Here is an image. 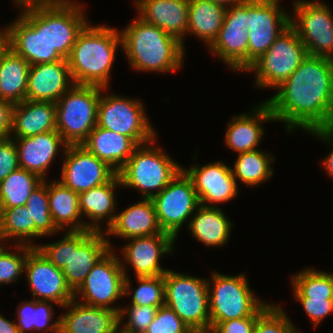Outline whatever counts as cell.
<instances>
[{"label": "cell", "mask_w": 333, "mask_h": 333, "mask_svg": "<svg viewBox=\"0 0 333 333\" xmlns=\"http://www.w3.org/2000/svg\"><path fill=\"white\" fill-rule=\"evenodd\" d=\"M82 145L117 173L138 146L130 137L103 129L97 125Z\"/></svg>", "instance_id": "f546056e"}, {"label": "cell", "mask_w": 333, "mask_h": 333, "mask_svg": "<svg viewBox=\"0 0 333 333\" xmlns=\"http://www.w3.org/2000/svg\"><path fill=\"white\" fill-rule=\"evenodd\" d=\"M53 130H56L54 102L24 100L14 104L9 137H32Z\"/></svg>", "instance_id": "f1b7e54d"}, {"label": "cell", "mask_w": 333, "mask_h": 333, "mask_svg": "<svg viewBox=\"0 0 333 333\" xmlns=\"http://www.w3.org/2000/svg\"><path fill=\"white\" fill-rule=\"evenodd\" d=\"M16 144L19 167L46 180L47 170L56 155L68 144L57 130L48 131L32 137L13 138Z\"/></svg>", "instance_id": "7402d4cb"}, {"label": "cell", "mask_w": 333, "mask_h": 333, "mask_svg": "<svg viewBox=\"0 0 333 333\" xmlns=\"http://www.w3.org/2000/svg\"><path fill=\"white\" fill-rule=\"evenodd\" d=\"M144 333H194L168 306L158 308L156 316Z\"/></svg>", "instance_id": "f6af8a7d"}, {"label": "cell", "mask_w": 333, "mask_h": 333, "mask_svg": "<svg viewBox=\"0 0 333 333\" xmlns=\"http://www.w3.org/2000/svg\"><path fill=\"white\" fill-rule=\"evenodd\" d=\"M323 130L333 139V124H328Z\"/></svg>", "instance_id": "9f6ffc18"}, {"label": "cell", "mask_w": 333, "mask_h": 333, "mask_svg": "<svg viewBox=\"0 0 333 333\" xmlns=\"http://www.w3.org/2000/svg\"><path fill=\"white\" fill-rule=\"evenodd\" d=\"M13 107V103L0 99V138H6L10 135Z\"/></svg>", "instance_id": "681fc988"}, {"label": "cell", "mask_w": 333, "mask_h": 333, "mask_svg": "<svg viewBox=\"0 0 333 333\" xmlns=\"http://www.w3.org/2000/svg\"><path fill=\"white\" fill-rule=\"evenodd\" d=\"M19 168L16 144L13 138H0V181Z\"/></svg>", "instance_id": "c3c4849f"}, {"label": "cell", "mask_w": 333, "mask_h": 333, "mask_svg": "<svg viewBox=\"0 0 333 333\" xmlns=\"http://www.w3.org/2000/svg\"><path fill=\"white\" fill-rule=\"evenodd\" d=\"M62 156L59 181L78 194L109 182L117 174L83 145H68Z\"/></svg>", "instance_id": "e0dca14e"}, {"label": "cell", "mask_w": 333, "mask_h": 333, "mask_svg": "<svg viewBox=\"0 0 333 333\" xmlns=\"http://www.w3.org/2000/svg\"><path fill=\"white\" fill-rule=\"evenodd\" d=\"M137 287L131 289L130 277L125 278V297L131 293V304L137 306L151 305L161 307L165 305L164 275L135 277ZM132 290V291H131Z\"/></svg>", "instance_id": "ab89813d"}, {"label": "cell", "mask_w": 333, "mask_h": 333, "mask_svg": "<svg viewBox=\"0 0 333 333\" xmlns=\"http://www.w3.org/2000/svg\"><path fill=\"white\" fill-rule=\"evenodd\" d=\"M280 1L247 0L248 67L290 26L291 13L281 8Z\"/></svg>", "instance_id": "9a60e30c"}, {"label": "cell", "mask_w": 333, "mask_h": 333, "mask_svg": "<svg viewBox=\"0 0 333 333\" xmlns=\"http://www.w3.org/2000/svg\"><path fill=\"white\" fill-rule=\"evenodd\" d=\"M85 7L73 0H59L46 4V40L67 59L78 34L90 22Z\"/></svg>", "instance_id": "ac0fdd59"}, {"label": "cell", "mask_w": 333, "mask_h": 333, "mask_svg": "<svg viewBox=\"0 0 333 333\" xmlns=\"http://www.w3.org/2000/svg\"><path fill=\"white\" fill-rule=\"evenodd\" d=\"M210 1L221 4L225 7H229V6H233L234 4H238V3L242 2L243 0H210Z\"/></svg>", "instance_id": "11a10c76"}, {"label": "cell", "mask_w": 333, "mask_h": 333, "mask_svg": "<svg viewBox=\"0 0 333 333\" xmlns=\"http://www.w3.org/2000/svg\"><path fill=\"white\" fill-rule=\"evenodd\" d=\"M32 216L36 237H47L59 233L49 210L47 179L44 180L30 195L25 205Z\"/></svg>", "instance_id": "60d3db41"}, {"label": "cell", "mask_w": 333, "mask_h": 333, "mask_svg": "<svg viewBox=\"0 0 333 333\" xmlns=\"http://www.w3.org/2000/svg\"><path fill=\"white\" fill-rule=\"evenodd\" d=\"M247 0L226 9L217 38L207 50L224 62L233 72L248 68Z\"/></svg>", "instance_id": "2e32d148"}, {"label": "cell", "mask_w": 333, "mask_h": 333, "mask_svg": "<svg viewBox=\"0 0 333 333\" xmlns=\"http://www.w3.org/2000/svg\"><path fill=\"white\" fill-rule=\"evenodd\" d=\"M36 248L58 269L67 285L75 292L86 276L110 250L105 232L91 230L66 231L65 236Z\"/></svg>", "instance_id": "277c9868"}, {"label": "cell", "mask_w": 333, "mask_h": 333, "mask_svg": "<svg viewBox=\"0 0 333 333\" xmlns=\"http://www.w3.org/2000/svg\"><path fill=\"white\" fill-rule=\"evenodd\" d=\"M24 274L33 299L51 301L58 307H64L74 299V292L67 285L62 270L51 263L36 247L27 255Z\"/></svg>", "instance_id": "ffe728a7"}, {"label": "cell", "mask_w": 333, "mask_h": 333, "mask_svg": "<svg viewBox=\"0 0 333 333\" xmlns=\"http://www.w3.org/2000/svg\"><path fill=\"white\" fill-rule=\"evenodd\" d=\"M13 247L14 251L5 246L0 252V286L19 280L24 273L27 255L34 248L23 244H15Z\"/></svg>", "instance_id": "b9f144b4"}, {"label": "cell", "mask_w": 333, "mask_h": 333, "mask_svg": "<svg viewBox=\"0 0 333 333\" xmlns=\"http://www.w3.org/2000/svg\"><path fill=\"white\" fill-rule=\"evenodd\" d=\"M219 206L199 205L188 224L189 234L206 247H223L230 239L233 223Z\"/></svg>", "instance_id": "4dcf8cb0"}, {"label": "cell", "mask_w": 333, "mask_h": 333, "mask_svg": "<svg viewBox=\"0 0 333 333\" xmlns=\"http://www.w3.org/2000/svg\"><path fill=\"white\" fill-rule=\"evenodd\" d=\"M4 241H5V240L0 236V252H1V250H2L5 246H7V243H6V244H3Z\"/></svg>", "instance_id": "6f0895ef"}, {"label": "cell", "mask_w": 333, "mask_h": 333, "mask_svg": "<svg viewBox=\"0 0 333 333\" xmlns=\"http://www.w3.org/2000/svg\"><path fill=\"white\" fill-rule=\"evenodd\" d=\"M226 9L210 0H189L187 35L196 36L209 47L223 25Z\"/></svg>", "instance_id": "836d02e7"}, {"label": "cell", "mask_w": 333, "mask_h": 333, "mask_svg": "<svg viewBox=\"0 0 333 333\" xmlns=\"http://www.w3.org/2000/svg\"><path fill=\"white\" fill-rule=\"evenodd\" d=\"M307 50L297 32L289 26L269 49L245 71L253 72L255 86L275 90L299 67L307 56Z\"/></svg>", "instance_id": "9c48e42d"}, {"label": "cell", "mask_w": 333, "mask_h": 333, "mask_svg": "<svg viewBox=\"0 0 333 333\" xmlns=\"http://www.w3.org/2000/svg\"><path fill=\"white\" fill-rule=\"evenodd\" d=\"M116 253L115 249H111L97 262L74 292V299L88 306L116 310L119 313L121 307L114 304L125 297L126 277L120 261L121 256Z\"/></svg>", "instance_id": "4fadbf2b"}, {"label": "cell", "mask_w": 333, "mask_h": 333, "mask_svg": "<svg viewBox=\"0 0 333 333\" xmlns=\"http://www.w3.org/2000/svg\"><path fill=\"white\" fill-rule=\"evenodd\" d=\"M47 191L49 210L56 227L64 232L85 230L79 209V194L57 179L47 181Z\"/></svg>", "instance_id": "1f68e13d"}, {"label": "cell", "mask_w": 333, "mask_h": 333, "mask_svg": "<svg viewBox=\"0 0 333 333\" xmlns=\"http://www.w3.org/2000/svg\"><path fill=\"white\" fill-rule=\"evenodd\" d=\"M274 161L270 153L260 149L240 153L232 165L234 178L237 183L240 181L248 187H257L274 175Z\"/></svg>", "instance_id": "d590c367"}, {"label": "cell", "mask_w": 333, "mask_h": 333, "mask_svg": "<svg viewBox=\"0 0 333 333\" xmlns=\"http://www.w3.org/2000/svg\"><path fill=\"white\" fill-rule=\"evenodd\" d=\"M134 5L140 18L174 36L185 47L189 0H134Z\"/></svg>", "instance_id": "484cf974"}, {"label": "cell", "mask_w": 333, "mask_h": 333, "mask_svg": "<svg viewBox=\"0 0 333 333\" xmlns=\"http://www.w3.org/2000/svg\"><path fill=\"white\" fill-rule=\"evenodd\" d=\"M302 305L304 312L312 322V326L317 328L320 322L333 312V298H311L295 297Z\"/></svg>", "instance_id": "bcb514c9"}, {"label": "cell", "mask_w": 333, "mask_h": 333, "mask_svg": "<svg viewBox=\"0 0 333 333\" xmlns=\"http://www.w3.org/2000/svg\"><path fill=\"white\" fill-rule=\"evenodd\" d=\"M295 1V2H294ZM290 26L311 56L333 59V14L324 2L294 0Z\"/></svg>", "instance_id": "7c38bea8"}, {"label": "cell", "mask_w": 333, "mask_h": 333, "mask_svg": "<svg viewBox=\"0 0 333 333\" xmlns=\"http://www.w3.org/2000/svg\"><path fill=\"white\" fill-rule=\"evenodd\" d=\"M165 305L171 308L194 333L211 329L207 278L168 269L164 274Z\"/></svg>", "instance_id": "8992f818"}, {"label": "cell", "mask_w": 333, "mask_h": 333, "mask_svg": "<svg viewBox=\"0 0 333 333\" xmlns=\"http://www.w3.org/2000/svg\"><path fill=\"white\" fill-rule=\"evenodd\" d=\"M59 0H13L16 3V7L18 6L20 9L24 7H30L34 5H45L54 3Z\"/></svg>", "instance_id": "f5cc1de1"}, {"label": "cell", "mask_w": 333, "mask_h": 333, "mask_svg": "<svg viewBox=\"0 0 333 333\" xmlns=\"http://www.w3.org/2000/svg\"><path fill=\"white\" fill-rule=\"evenodd\" d=\"M119 186L122 184L117 173L109 182L79 193L82 219H90L84 221L85 230L105 232L113 224L117 213L115 189ZM105 221L107 228L104 230L100 222Z\"/></svg>", "instance_id": "4316f807"}, {"label": "cell", "mask_w": 333, "mask_h": 333, "mask_svg": "<svg viewBox=\"0 0 333 333\" xmlns=\"http://www.w3.org/2000/svg\"><path fill=\"white\" fill-rule=\"evenodd\" d=\"M294 297L333 298V273L308 267L291 276Z\"/></svg>", "instance_id": "f35d334b"}, {"label": "cell", "mask_w": 333, "mask_h": 333, "mask_svg": "<svg viewBox=\"0 0 333 333\" xmlns=\"http://www.w3.org/2000/svg\"><path fill=\"white\" fill-rule=\"evenodd\" d=\"M44 180L25 169L17 168L0 181V208L25 206L31 193Z\"/></svg>", "instance_id": "74e56055"}, {"label": "cell", "mask_w": 333, "mask_h": 333, "mask_svg": "<svg viewBox=\"0 0 333 333\" xmlns=\"http://www.w3.org/2000/svg\"><path fill=\"white\" fill-rule=\"evenodd\" d=\"M157 139L138 145L118 172L121 187L134 188L144 199L160 193L183 169L164 149L155 146Z\"/></svg>", "instance_id": "5b68a950"}, {"label": "cell", "mask_w": 333, "mask_h": 333, "mask_svg": "<svg viewBox=\"0 0 333 333\" xmlns=\"http://www.w3.org/2000/svg\"><path fill=\"white\" fill-rule=\"evenodd\" d=\"M7 25V45L31 66L64 59L46 40V4L21 8Z\"/></svg>", "instance_id": "30bf717a"}, {"label": "cell", "mask_w": 333, "mask_h": 333, "mask_svg": "<svg viewBox=\"0 0 333 333\" xmlns=\"http://www.w3.org/2000/svg\"><path fill=\"white\" fill-rule=\"evenodd\" d=\"M152 201L160 228L175 239L200 205L193 182L183 169Z\"/></svg>", "instance_id": "5bb4252c"}, {"label": "cell", "mask_w": 333, "mask_h": 333, "mask_svg": "<svg viewBox=\"0 0 333 333\" xmlns=\"http://www.w3.org/2000/svg\"><path fill=\"white\" fill-rule=\"evenodd\" d=\"M0 333H20L14 321L8 320L0 314Z\"/></svg>", "instance_id": "816d5d0a"}, {"label": "cell", "mask_w": 333, "mask_h": 333, "mask_svg": "<svg viewBox=\"0 0 333 333\" xmlns=\"http://www.w3.org/2000/svg\"><path fill=\"white\" fill-rule=\"evenodd\" d=\"M130 305L128 308L122 306L120 308V311L118 313L119 332L144 333L154 320L159 307H154L151 305H145V306H137L132 304ZM125 317L127 318L128 321H126V319L123 320ZM123 321H126V323L125 322L123 323Z\"/></svg>", "instance_id": "ee69618b"}, {"label": "cell", "mask_w": 333, "mask_h": 333, "mask_svg": "<svg viewBox=\"0 0 333 333\" xmlns=\"http://www.w3.org/2000/svg\"><path fill=\"white\" fill-rule=\"evenodd\" d=\"M0 28V53L8 46L7 45V26Z\"/></svg>", "instance_id": "db71d44e"}, {"label": "cell", "mask_w": 333, "mask_h": 333, "mask_svg": "<svg viewBox=\"0 0 333 333\" xmlns=\"http://www.w3.org/2000/svg\"><path fill=\"white\" fill-rule=\"evenodd\" d=\"M120 34L122 50L135 71L166 74L184 65L182 43L139 16L120 30Z\"/></svg>", "instance_id": "7a4b0ae2"}, {"label": "cell", "mask_w": 333, "mask_h": 333, "mask_svg": "<svg viewBox=\"0 0 333 333\" xmlns=\"http://www.w3.org/2000/svg\"><path fill=\"white\" fill-rule=\"evenodd\" d=\"M163 233L157 220L152 199H144L116 213L113 224L105 231L111 249L110 235L125 239Z\"/></svg>", "instance_id": "83f0119b"}, {"label": "cell", "mask_w": 333, "mask_h": 333, "mask_svg": "<svg viewBox=\"0 0 333 333\" xmlns=\"http://www.w3.org/2000/svg\"><path fill=\"white\" fill-rule=\"evenodd\" d=\"M308 133L312 134V136L320 138L323 142H327L330 146H333V139L324 131V130H312ZM331 152L325 157V159L321 162L324 166V170L326 174L329 175L333 179V148L330 147Z\"/></svg>", "instance_id": "f907efd6"}, {"label": "cell", "mask_w": 333, "mask_h": 333, "mask_svg": "<svg viewBox=\"0 0 333 333\" xmlns=\"http://www.w3.org/2000/svg\"><path fill=\"white\" fill-rule=\"evenodd\" d=\"M253 109L249 113L232 116L227 123L225 146L237 154L258 149L265 132L263 123L275 122L270 106L265 100Z\"/></svg>", "instance_id": "cb8c5ba5"}, {"label": "cell", "mask_w": 333, "mask_h": 333, "mask_svg": "<svg viewBox=\"0 0 333 333\" xmlns=\"http://www.w3.org/2000/svg\"><path fill=\"white\" fill-rule=\"evenodd\" d=\"M107 89L102 87L98 101L97 126L126 135L137 145L157 137L141 100L116 93L110 95L105 93Z\"/></svg>", "instance_id": "8fae6325"}, {"label": "cell", "mask_w": 333, "mask_h": 333, "mask_svg": "<svg viewBox=\"0 0 333 333\" xmlns=\"http://www.w3.org/2000/svg\"><path fill=\"white\" fill-rule=\"evenodd\" d=\"M74 85L67 59L30 66L26 100L56 103Z\"/></svg>", "instance_id": "603a6c76"}, {"label": "cell", "mask_w": 333, "mask_h": 333, "mask_svg": "<svg viewBox=\"0 0 333 333\" xmlns=\"http://www.w3.org/2000/svg\"><path fill=\"white\" fill-rule=\"evenodd\" d=\"M30 66L8 46L0 53V99L13 104L26 100Z\"/></svg>", "instance_id": "d6a6232c"}, {"label": "cell", "mask_w": 333, "mask_h": 333, "mask_svg": "<svg viewBox=\"0 0 333 333\" xmlns=\"http://www.w3.org/2000/svg\"><path fill=\"white\" fill-rule=\"evenodd\" d=\"M266 302L253 316L217 322L209 333H252L257 317L270 305Z\"/></svg>", "instance_id": "7dc6e473"}, {"label": "cell", "mask_w": 333, "mask_h": 333, "mask_svg": "<svg viewBox=\"0 0 333 333\" xmlns=\"http://www.w3.org/2000/svg\"><path fill=\"white\" fill-rule=\"evenodd\" d=\"M120 31L111 26L90 22L78 34L67 58L74 84L108 88L118 48Z\"/></svg>", "instance_id": "3957f363"}, {"label": "cell", "mask_w": 333, "mask_h": 333, "mask_svg": "<svg viewBox=\"0 0 333 333\" xmlns=\"http://www.w3.org/2000/svg\"><path fill=\"white\" fill-rule=\"evenodd\" d=\"M60 315L59 333H117L119 316L116 310L85 305L76 299L67 303Z\"/></svg>", "instance_id": "d4e9b609"}, {"label": "cell", "mask_w": 333, "mask_h": 333, "mask_svg": "<svg viewBox=\"0 0 333 333\" xmlns=\"http://www.w3.org/2000/svg\"><path fill=\"white\" fill-rule=\"evenodd\" d=\"M102 87L74 84L56 104V130L68 145H82L97 125Z\"/></svg>", "instance_id": "52a82bcc"}, {"label": "cell", "mask_w": 333, "mask_h": 333, "mask_svg": "<svg viewBox=\"0 0 333 333\" xmlns=\"http://www.w3.org/2000/svg\"><path fill=\"white\" fill-rule=\"evenodd\" d=\"M53 304L58 306L51 301L35 299L19 302L16 309L18 322H15L19 332L39 331L41 333H59L60 317H53L55 314Z\"/></svg>", "instance_id": "e575fe53"}, {"label": "cell", "mask_w": 333, "mask_h": 333, "mask_svg": "<svg viewBox=\"0 0 333 333\" xmlns=\"http://www.w3.org/2000/svg\"><path fill=\"white\" fill-rule=\"evenodd\" d=\"M183 170L193 182L200 205L217 207V203L229 202L239 192L232 168L223 161L193 164Z\"/></svg>", "instance_id": "44dd1931"}, {"label": "cell", "mask_w": 333, "mask_h": 333, "mask_svg": "<svg viewBox=\"0 0 333 333\" xmlns=\"http://www.w3.org/2000/svg\"><path fill=\"white\" fill-rule=\"evenodd\" d=\"M212 271L207 278L211 327L217 322L251 317L266 303L253 294L244 272L232 276Z\"/></svg>", "instance_id": "ba28073f"}, {"label": "cell", "mask_w": 333, "mask_h": 333, "mask_svg": "<svg viewBox=\"0 0 333 333\" xmlns=\"http://www.w3.org/2000/svg\"><path fill=\"white\" fill-rule=\"evenodd\" d=\"M174 242L176 239L167 232L128 239L120 252L125 277H128L126 267L129 265L135 277L164 275L168 269L160 266L159 259L174 252Z\"/></svg>", "instance_id": "d6986e66"}, {"label": "cell", "mask_w": 333, "mask_h": 333, "mask_svg": "<svg viewBox=\"0 0 333 333\" xmlns=\"http://www.w3.org/2000/svg\"><path fill=\"white\" fill-rule=\"evenodd\" d=\"M0 236L5 243L12 239V243L36 247L32 241L36 238V227L26 206L0 208Z\"/></svg>", "instance_id": "8d00e7d4"}, {"label": "cell", "mask_w": 333, "mask_h": 333, "mask_svg": "<svg viewBox=\"0 0 333 333\" xmlns=\"http://www.w3.org/2000/svg\"><path fill=\"white\" fill-rule=\"evenodd\" d=\"M281 305L270 304L258 317L252 333H301Z\"/></svg>", "instance_id": "7bdbcfd3"}, {"label": "cell", "mask_w": 333, "mask_h": 333, "mask_svg": "<svg viewBox=\"0 0 333 333\" xmlns=\"http://www.w3.org/2000/svg\"><path fill=\"white\" fill-rule=\"evenodd\" d=\"M265 100L275 122L291 132L323 130L333 119V60L307 55L299 67Z\"/></svg>", "instance_id": "6da1fadb"}]
</instances>
